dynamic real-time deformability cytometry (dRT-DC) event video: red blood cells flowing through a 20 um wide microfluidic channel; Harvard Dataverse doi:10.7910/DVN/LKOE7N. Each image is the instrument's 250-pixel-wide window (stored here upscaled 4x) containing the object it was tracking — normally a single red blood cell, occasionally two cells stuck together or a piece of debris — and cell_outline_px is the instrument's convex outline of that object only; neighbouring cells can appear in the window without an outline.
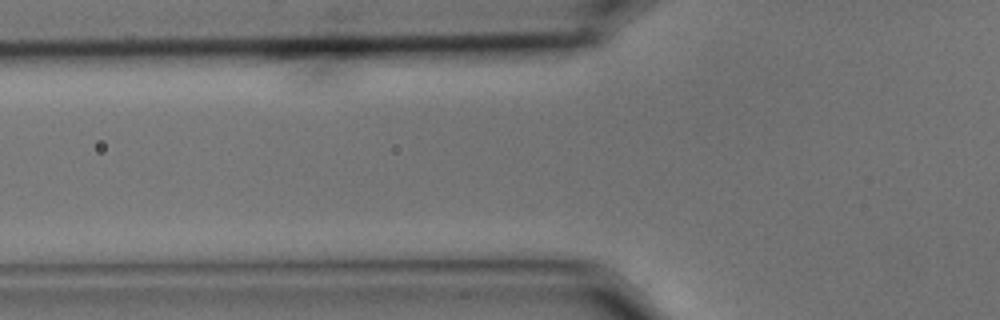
{"species": "common noctule bat (a hibernating species)", "species_latin": "Nyctalus noctula", "temperature_condition": "cold", "stored_images_in_passage": 4, "camera_frame_rate_fps": 3000, "um_per_image_px": 0.085, "animal": {"sex": "male", "body_mass_g": 15.6}, "frame": {"image": 1, "passage_image": 3, "time_ms": 0.667, "image_size_px": [1000, 320], "cell_outline_px": [[520, 108], [388, 112], [364, 112], [360, 104], [388, 96], [520, 96]], "centroid_in_image_um": [37.39, 8.79], "position_along_channel_um": 88.4, "area_um2": 15.66}}